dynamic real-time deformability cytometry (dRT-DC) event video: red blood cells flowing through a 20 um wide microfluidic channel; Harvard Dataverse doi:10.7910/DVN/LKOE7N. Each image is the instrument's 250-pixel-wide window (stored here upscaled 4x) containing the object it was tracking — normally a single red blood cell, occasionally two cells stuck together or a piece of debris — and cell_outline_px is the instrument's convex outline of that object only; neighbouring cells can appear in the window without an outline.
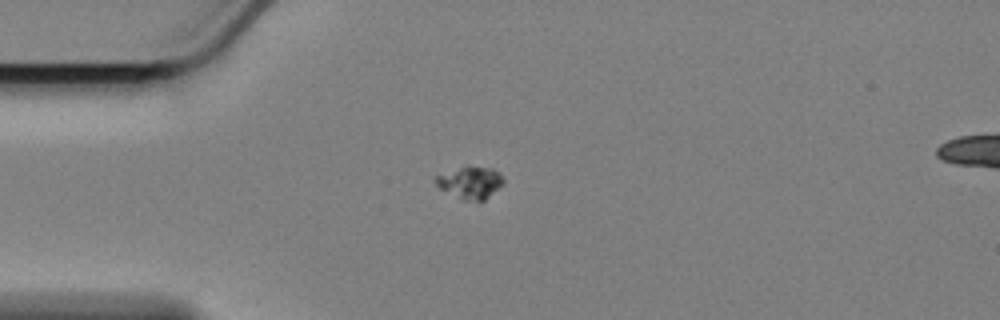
{"species": "Egyptian fruit bat (a non-hibernating species)", "species_latin": "Rousettus aegyptiacus", "temperature_condition": "cold", "stored_images_in_passage": 41, "camera_frame_rate_fps": 3000, "um_per_image_px": 0.085, "animal": {"sex": "female"}, "frame": {"image": 1, "passage_image": 1, "time_ms": 0.0, "image_size_px": [1000, 320], "cell_outline_px": [[504, 184], [484, 200], [460, 200], [440, 188], [436, 184], [436, 176], [460, 168], [492, 168], [504, 180]], "centroid_in_image_um": [39.98, 15.56], "position_along_channel_um": 45.0, "area_um2": 12.08}}
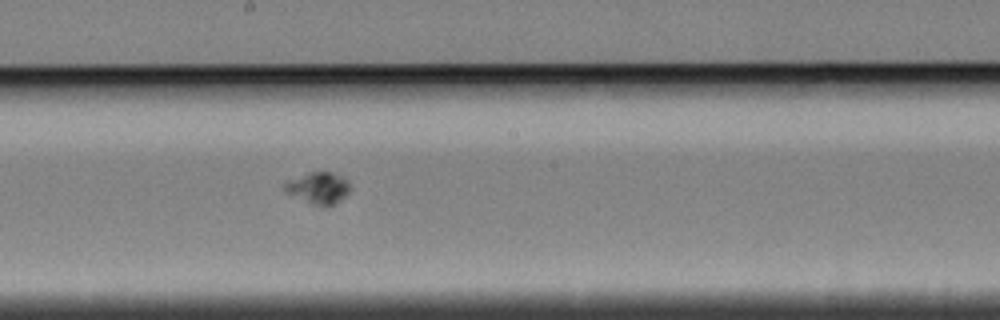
{"frame": {"image": 2, "passage_image": 18, "time_ms": 5.667, "image_size_px": [1000, 320], "cell_outline_px": [[348, 192], [344, 196], [328, 208], [324, 208], [312, 204], [288, 192], [284, 188], [284, 180], [308, 172], [332, 172], [348, 180]], "centroid_in_image_um": [27.03, 15.97], "position_along_channel_um": 221.2, "area_um2": 11.96}}
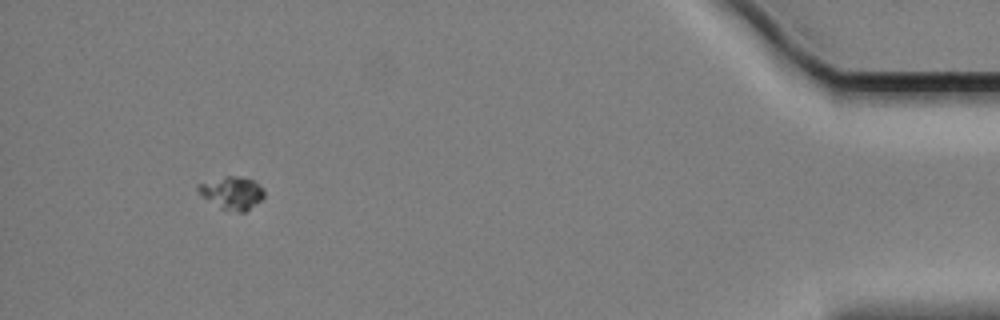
{"frame": {"image": 3, "passage_image": 41, "time_ms": 13.333, "image_size_px": [1000, 320], "cell_outline_px": [[264, 196], [260, 200], [244, 212], [240, 212], [220, 208], [204, 196], [196, 188], [196, 184], [224, 176], [236, 176], [252, 180], [264, 188]], "centroid_in_image_um": [19.72, 16.37], "position_along_channel_um": 415.5, "area_um2": 12.25}, "authors_computed_cell_mechanics": {"area_um2": 12.0802, "velocity_mm_per_s": 3.3843, "shape_relaxation_time_tau1_ms": 1.8494, "shape_relaxation_time_tau2_ms": null, "deformation_change_tau1": 0.0337, "deformation_change_tau2": null}}